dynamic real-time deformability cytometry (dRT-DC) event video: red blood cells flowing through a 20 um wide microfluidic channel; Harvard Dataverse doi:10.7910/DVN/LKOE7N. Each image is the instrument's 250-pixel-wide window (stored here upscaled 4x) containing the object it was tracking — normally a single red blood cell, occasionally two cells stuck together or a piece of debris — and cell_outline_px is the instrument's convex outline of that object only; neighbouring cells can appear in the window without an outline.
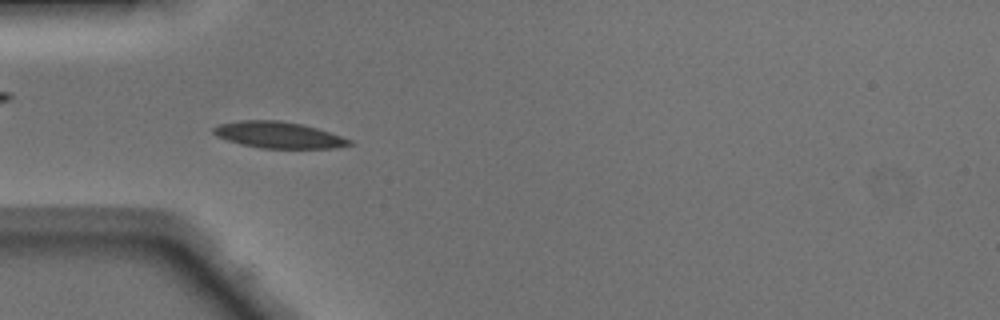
{"species": "Egyptian fruit bat (a non-hibernating species)", "species_latin": "Rousettus aegyptiacus", "temperature_condition": "warm", "stored_images_in_passage": 47, "camera_frame_rate_fps": 3000, "um_per_image_px": 0.085, "animal": {"sex": "male"}, "frame": {"image": 1, "passage_image": 13, "time_ms": 4.0, "image_size_px": [1000, 320], "cell_outline_px": [[352, 144], [336, 148], [260, 148], [240, 144], [216, 136], [212, 132], [212, 128], [220, 124], [240, 120], [280, 120], [300, 124], [316, 128], [352, 140]], "centroid_in_image_um": [23.64, 11.47], "position_along_channel_um": 61.4, "area_um2": 20.75}}
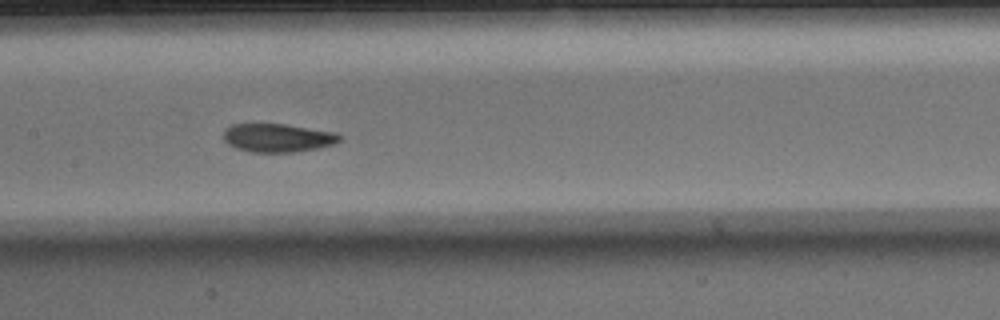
{"frame": {"image": 2, "passage_image": 22, "time_ms": 7.0, "image_size_px": [1000, 320], "cell_outline_px": [[344, 136], [340, 140], [332, 144], [320, 148], [296, 152], [252, 152], [236, 148], [228, 144], [224, 140], [224, 128], [232, 124], [284, 124], [336, 132]], "centroid_in_image_um": [23.62, 11.71], "position_along_channel_um": 183.8, "area_um2": 19.36}}
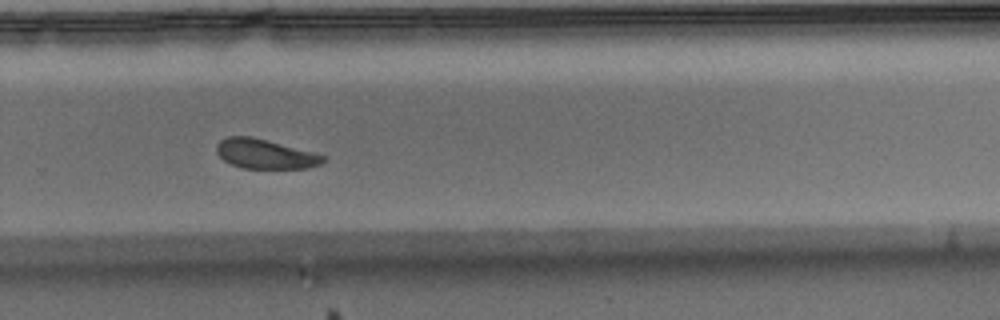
{"frame": {"image": 3, "passage_image": 31, "time_ms": 10.0, "image_size_px": [1000, 320], "cell_outline_px": [[328, 156], [320, 164], [308, 168], [244, 168], [232, 164], [224, 160], [216, 152], [216, 144], [220, 140], [228, 136], [252, 136]], "centroid_in_image_um": [22.53, 13.08], "position_along_channel_um": 307.3, "area_um2": 18.26}, "authors_computed_cell_mechanics": {"area_um2": 19.4208, "velocity_mm_per_s": 4.1283, "shape_relaxation_time_tau1_ms": 2.0165, "shape_relaxation_time_tau2_ms": 2.1169, "deformation_change_tau1": 0.1186, "deformation_change_tau2": 0.075}}